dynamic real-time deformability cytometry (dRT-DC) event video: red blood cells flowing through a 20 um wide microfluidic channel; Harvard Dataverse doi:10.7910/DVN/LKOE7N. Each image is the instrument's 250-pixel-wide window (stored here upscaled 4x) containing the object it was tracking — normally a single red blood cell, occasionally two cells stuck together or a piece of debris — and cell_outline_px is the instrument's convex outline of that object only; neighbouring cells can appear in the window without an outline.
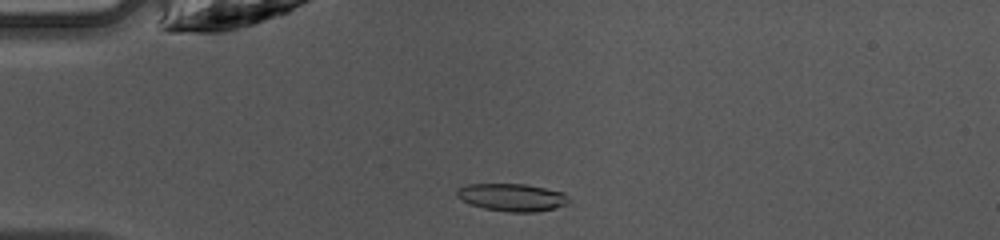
{"species": "common noctule bat (a hibernating species)", "species_latin": "Nyctalus noctula", "temperature_condition": "warm", "stored_images_in_passage": 47, "camera_frame_rate_fps": 3000, "um_per_image_px": 0.085, "animal": {"sex": "female", "body_mass_g": 10.0, "forearm_length_mm": 53.1}, "frame": {"image": 1, "passage_image": 12, "time_ms": 3.667, "image_size_px": [1000, 240], "cell_outline_px": [[572, 200], [568, 204], [536, 212], [508, 212], [484, 208], [460, 200], [456, 196], [456, 188], [468, 184], [524, 184], [564, 192]], "centroid_in_image_um": [43.52, 16.77], "position_along_channel_um": 41.5, "area_um2": 18.09}}
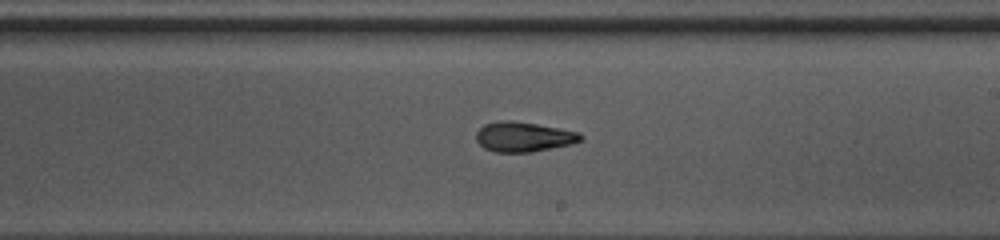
{"frame": {"image": 2, "passage_image": 28, "time_ms": 9.0, "image_size_px": [1000, 240], "cell_outline_px": [[584, 140], [572, 144], [532, 152], [496, 152], [484, 148], [476, 140], [476, 132], [484, 124], [500, 120], [512, 120], [536, 124], [580, 132], [584, 136]], "centroid_in_image_um": [44.53, 11.63], "position_along_channel_um": 244.5, "area_um2": 18.32}}
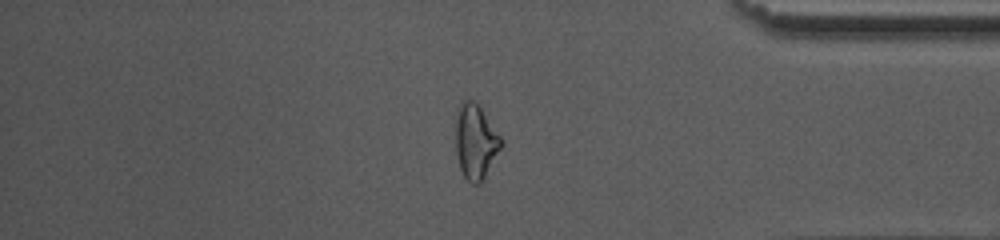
{"frame": {"image": 3, "passage_image": 40, "time_ms": 13.0, "image_size_px": [1000, 240], "cell_outline_px": [[500, 148], [484, 176], [476, 184], [472, 184], [464, 176], [460, 168], [456, 152], [456, 120], [460, 104], [464, 100], [472, 100], [480, 108], [500, 136]], "centroid_in_image_um": [40.38, 12.03], "position_along_channel_um": 394.8, "area_um2": 18.84}, "authors_computed_cell_mechanics": {"area_um2": 18.3226, "velocity_mm_per_s": 4.2676, "shape_relaxation_time_tau1_ms": 4.8361, "shape_relaxation_time_tau2_ms": 3.6413, "deformation_change_tau1": 0.1861, "deformation_change_tau2": 0.1161}}